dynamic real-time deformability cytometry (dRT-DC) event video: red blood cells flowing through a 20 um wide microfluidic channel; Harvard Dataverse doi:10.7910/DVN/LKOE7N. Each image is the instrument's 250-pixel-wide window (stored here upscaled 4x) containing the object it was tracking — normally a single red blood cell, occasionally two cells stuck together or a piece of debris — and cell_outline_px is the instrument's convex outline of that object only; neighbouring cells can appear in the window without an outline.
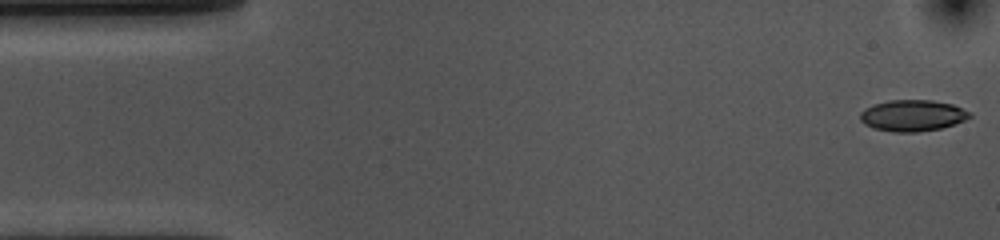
{"species": "common noctule bat (a hibernating species)", "species_latin": "Nyctalus noctula", "temperature_condition": "cold", "stored_images_in_passage": 54, "camera_frame_rate_fps": 3000, "um_per_image_px": 0.085, "animal": {"sex": "female", "body_mass_g": 10.0, "forearm_length_mm": 53.1}, "frame": {"image": 1, "passage_image": 1, "time_ms": 0.0, "image_size_px": [1000, 240], "cell_outline_px": [[972, 116], [964, 120], [940, 128], [916, 132], [892, 132], [872, 128], [864, 124], [860, 120], [860, 112], [864, 108], [872, 104], [888, 100], [932, 100], [952, 104], [972, 112]], "centroid_in_image_um": [77.52, 9.81], "position_along_channel_um": 7.5, "area_um2": 20.11}}
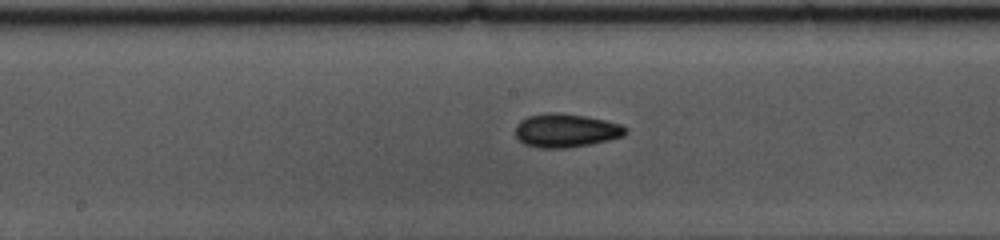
{"frame": {"image": 2, "passage_image": 26, "time_ms": 8.333, "image_size_px": [1000, 240], "cell_outline_px": [[628, 132], [624, 136], [592, 144], [568, 148], [540, 148], [524, 144], [516, 136], [516, 124], [520, 120], [528, 116], [548, 112], [556, 112], [588, 116], [620, 124], [628, 128]], "centroid_in_image_um": [48.12, 11.09], "position_along_channel_um": 200.1, "area_um2": 21.79}}
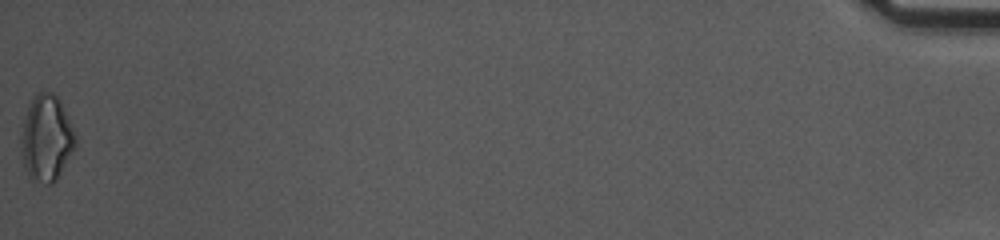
{"frame": {"image": 3, "passage_image": 54, "time_ms": 17.667, "image_size_px": [1000, 240], "cell_outline_px": [[76, 148], [56, 180], [52, 184], [32, 184], [24, 168], [20, 148], [20, 136], [28, 104], [40, 92], [52, 92], [60, 100], [68, 116], [76, 136]], "centroid_in_image_um": [3.93, 11.82], "position_along_channel_um": 431.3, "area_um2": 27.8}, "authors_computed_cell_mechanics": {"area_um2": 20.23, "velocity_mm_per_s": 3.6198, "shape_relaxation_time_tau1_ms": 3.2702, "shape_relaxation_time_tau2_ms": 8.7981, "deformation_change_tau1": 0.0908, "deformation_change_tau2": 0.134}}